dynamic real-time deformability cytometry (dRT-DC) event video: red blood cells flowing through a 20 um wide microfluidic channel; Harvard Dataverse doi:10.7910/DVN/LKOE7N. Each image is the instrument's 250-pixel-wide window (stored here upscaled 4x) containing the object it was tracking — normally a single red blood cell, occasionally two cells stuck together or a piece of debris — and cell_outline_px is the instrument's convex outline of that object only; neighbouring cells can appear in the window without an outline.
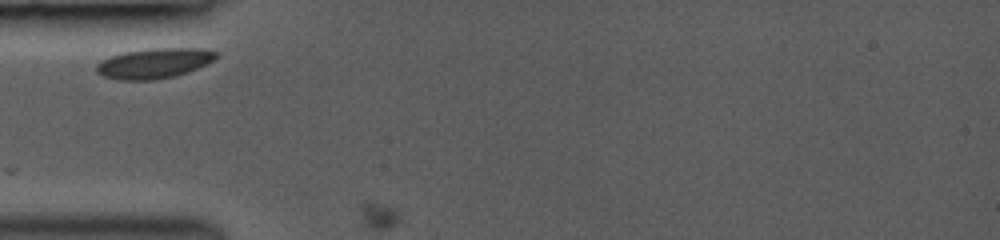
{"species": "common noctule bat (a hibernating species)", "species_latin": "Nyctalus noctula", "temperature_condition": "room temperature", "stored_images_in_passage": 2, "camera_frame_rate_fps": 3000, "um_per_image_px": 0.085, "animal": {"sex": "female", "body_mass_g": 19.0, "forearm_length_mm": 53.3}, "frame": {"image": 1, "passage_image": 1, "time_ms": 0.0, "image_size_px": [1000, 240], "cell_outline_px": [[220, 56], [208, 64], [188, 72], [176, 76], [156, 80], [120, 80], [104, 76], [96, 72], [96, 64], [100, 60], [108, 56], [124, 52], [148, 48], [208, 48], [220, 52]], "centroid_in_image_um": [13.16, 5.36], "position_along_channel_um": 71.8, "area_um2": 21.62}}